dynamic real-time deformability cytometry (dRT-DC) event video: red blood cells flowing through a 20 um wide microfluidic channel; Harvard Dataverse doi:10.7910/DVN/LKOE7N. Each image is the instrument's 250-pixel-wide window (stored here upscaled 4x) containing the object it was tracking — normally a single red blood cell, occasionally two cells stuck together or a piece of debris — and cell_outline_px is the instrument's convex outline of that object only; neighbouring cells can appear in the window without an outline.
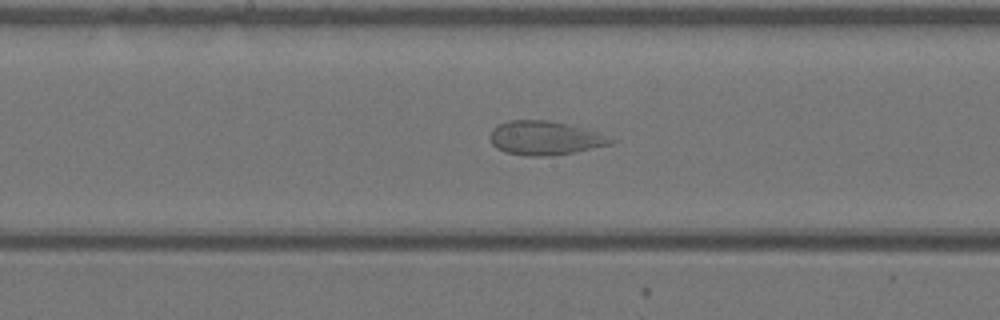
{"species": "Egyptian fruit bat (a non-hibernating species)", "species_latin": "Rousettus aegyptiacus", "temperature_condition": "warm", "stored_images_in_passage": 44, "camera_frame_rate_fps": 3000, "um_per_image_px": 0.085, "animal": {"sex": "female"}, "frame": {"image": 1, "passage_image": 23, "time_ms": 7.333, "image_size_px": [1000, 320], "cell_outline_px": [[620, 140], [612, 144], [572, 152], [548, 156], [528, 156], [504, 152], [496, 148], [492, 144], [488, 136], [492, 128], [496, 124], [508, 120], [548, 120], [600, 132]], "centroid_in_image_um": [46.31, 11.72], "position_along_channel_um": 201.9, "area_um2": 24.16}}
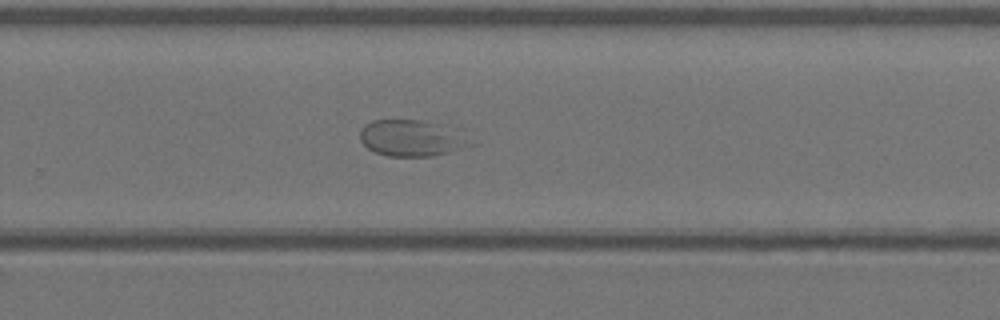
{"frame": {"image": 2, "passage_image": 29, "time_ms": 9.333, "image_size_px": [1000, 320], "cell_outline_px": [[480, 144], [432, 156], [388, 156], [376, 152], [368, 148], [360, 140], [360, 132], [364, 124], [372, 120], [424, 120]], "centroid_in_image_um": [34.92, 11.76], "position_along_channel_um": 294.9, "area_um2": 22.72}}
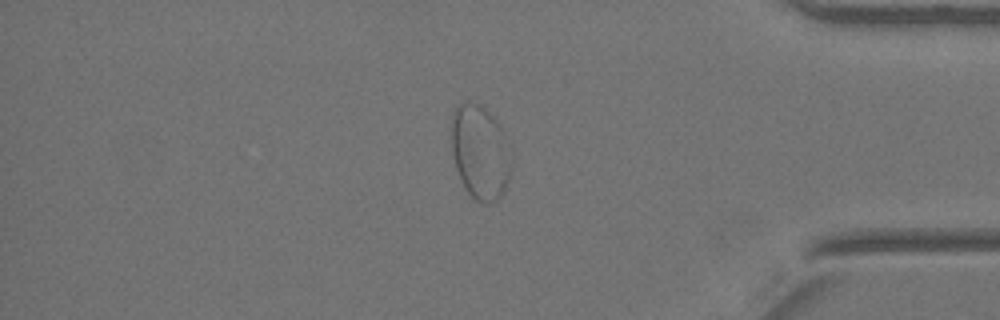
{"frame": {"image": 3, "passage_image": 37, "time_ms": 12.0, "image_size_px": [1000, 320], "cell_outline_px": [[512, 172], [500, 196], [496, 200], [488, 204], [484, 204], [476, 200], [468, 192], [456, 168], [452, 156], [452, 112], [460, 104], [468, 100], [480, 104], [496, 120], [504, 132], [508, 140], [512, 164]], "centroid_in_image_um": [40.83, 12.92], "position_along_channel_um": 394.4, "area_um2": 33.0}}